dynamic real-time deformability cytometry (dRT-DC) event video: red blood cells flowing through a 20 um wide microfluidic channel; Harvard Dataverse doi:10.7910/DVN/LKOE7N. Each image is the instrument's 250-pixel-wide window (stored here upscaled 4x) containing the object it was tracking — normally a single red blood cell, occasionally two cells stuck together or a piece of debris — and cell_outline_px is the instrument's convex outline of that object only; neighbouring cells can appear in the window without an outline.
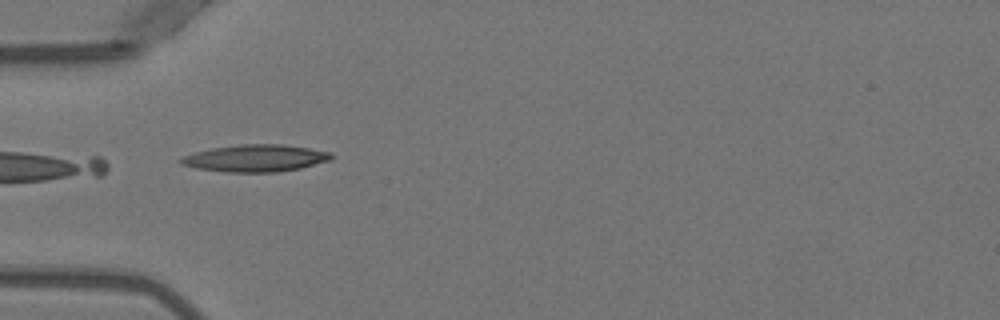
{"species": "Egyptian fruit bat (a non-hibernating species)", "species_latin": "Rousettus aegyptiacus", "temperature_condition": "warm", "stored_images_in_passage": 25, "camera_frame_rate_fps": 3000, "um_per_image_px": 0.085, "animal": {"sex": "female"}, "frame": {"image": 1, "passage_image": 1, "time_ms": 0.0, "image_size_px": [1000, 320], "cell_outline_px": [[332, 160], [300, 168], [276, 172], [224, 172], [196, 168], [180, 164], [176, 160], [184, 156], [196, 152], [212, 148], [240, 144], [280, 144], [308, 148], [332, 152]], "centroid_in_image_um": [21.7, 13.45], "position_along_channel_um": 63.3, "area_um2": 23.76}}